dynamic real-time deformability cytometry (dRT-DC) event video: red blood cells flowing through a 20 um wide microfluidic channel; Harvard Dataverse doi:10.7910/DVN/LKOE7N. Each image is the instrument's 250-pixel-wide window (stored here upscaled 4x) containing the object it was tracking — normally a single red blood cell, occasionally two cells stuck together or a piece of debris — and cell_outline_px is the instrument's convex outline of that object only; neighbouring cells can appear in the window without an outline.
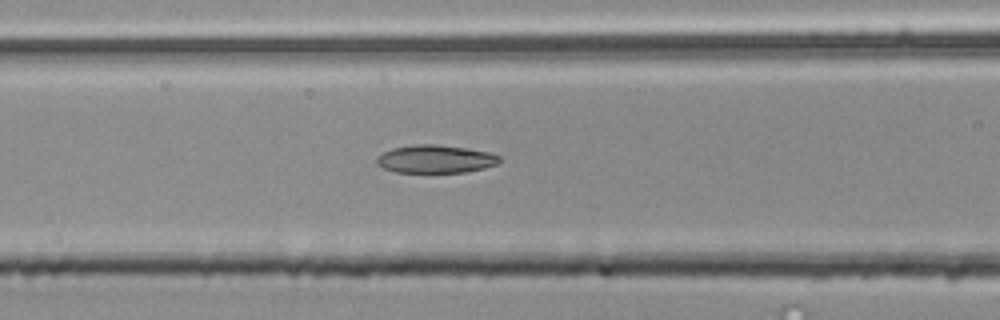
{"species": "common noctule bat (a hibernating species)", "species_latin": "Nyctalus noctula", "temperature_condition": "room temperature", "stored_images_in_passage": 44, "camera_frame_rate_fps": 3000, "um_per_image_px": 0.085, "animal": {"sex": "male", "body_mass_g": 20.4}, "frame": {"image": 1, "passage_image": 12, "time_ms": 3.667, "image_size_px": [1000, 320], "cell_outline_px": [[500, 160], [496, 164], [484, 168], [464, 172], [396, 172], [384, 168], [376, 164], [376, 156], [392, 148], [412, 144], [436, 144], [468, 148], [488, 152], [500, 156]], "centroid_in_image_um": [36.98, 13.51], "position_along_channel_um": 129.6, "area_um2": 20.06}}
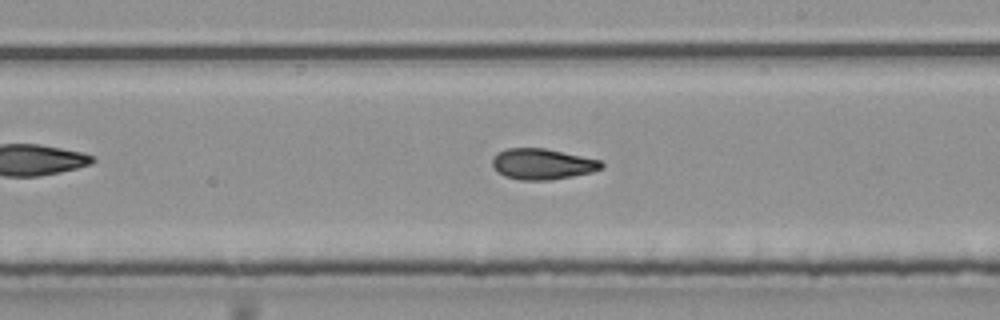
{"frame": {"image": 2, "passage_image": 21, "time_ms": 6.667, "image_size_px": [1000, 320], "cell_outline_px": [[604, 168], [592, 172], [552, 180], [520, 180], [504, 176], [496, 172], [492, 164], [492, 156], [496, 152], [504, 148], [544, 148], [600, 160], [604, 164]], "centroid_in_image_um": [46.06, 13.94], "position_along_channel_um": 242.9, "area_um2": 19.83}}
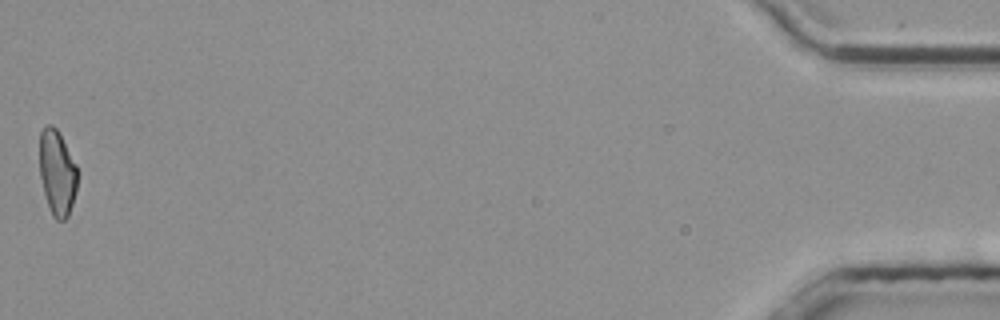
{"frame": {"image": 3, "passage_image": 44, "time_ms": 14.333, "image_size_px": [1000, 320], "cell_outline_px": [[76, 192], [68, 216], [64, 220], [56, 220], [52, 216], [44, 192], [40, 176], [40, 132], [44, 124], [52, 124], [56, 128], [76, 164]], "centroid_in_image_um": [4.84, 14.67], "position_along_channel_um": 430.4, "area_um2": 18.61}, "authors_computed_cell_mechanics": {"area_um2": 19.5653, "velocity_mm_per_s": 3.7827, "shape_relaxation_time_tau1_ms": null, "shape_relaxation_time_tau2_ms": 3.4776, "deformation_change_tau1": null, "deformation_change_tau2": 0.1043}}